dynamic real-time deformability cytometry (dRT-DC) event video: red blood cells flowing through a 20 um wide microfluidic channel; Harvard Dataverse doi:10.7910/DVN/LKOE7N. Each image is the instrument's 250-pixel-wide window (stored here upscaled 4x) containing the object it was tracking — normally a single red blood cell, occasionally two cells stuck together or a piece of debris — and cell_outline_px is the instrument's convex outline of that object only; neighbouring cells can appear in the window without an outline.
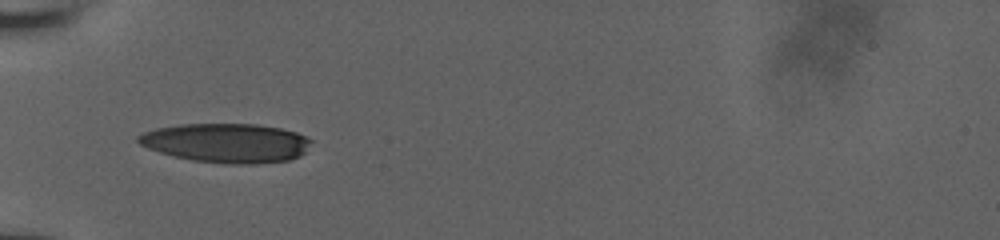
{"species": "human", "species_latin": "Homo sapiens", "temperature_condition": "room temperature", "stored_images_in_passage": 18, "camera_frame_rate_fps": 3000, "um_per_image_px": 0.085, "donor": {"sex": "male"}, "frame": {"image": 1, "passage_image": 1, "time_ms": 0.0, "image_size_px": [1000, 240], "cell_outline_px": [[312, 140], [304, 152], [300, 156], [288, 160], [252, 164], [232, 164], [192, 160], [160, 152], [148, 148], [140, 144], [136, 140], [136, 136], [144, 132], [156, 128], [180, 124], [256, 124], [280, 128], [296, 132], [308, 136]], "centroid_in_image_um": [19.25, 12.14], "position_along_channel_um": 65.7, "area_um2": 39.42}}
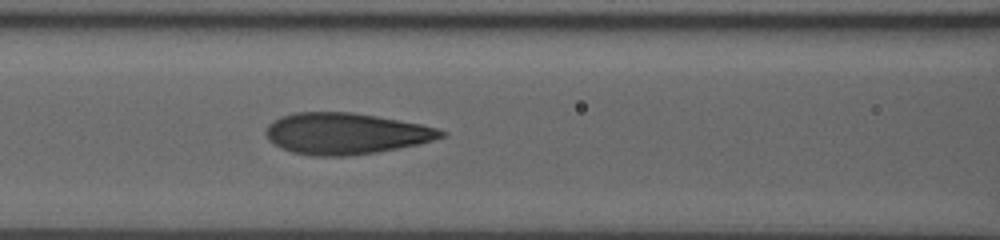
{"frame": {"image": 2, "passage_image": 11, "time_ms": 2.0, "image_size_px": [1000, 240], "cell_outline_px": [[448, 136], [420, 144], [376, 152], [348, 156], [312, 156], [292, 152], [280, 148], [268, 140], [264, 132], [268, 124], [272, 120], [280, 116], [296, 112], [352, 112], [376, 116], [420, 124], [436, 128], [448, 132]], "centroid_in_image_um": [29.37, 11.35], "position_along_channel_um": 137.2, "area_um2": 42.48}}
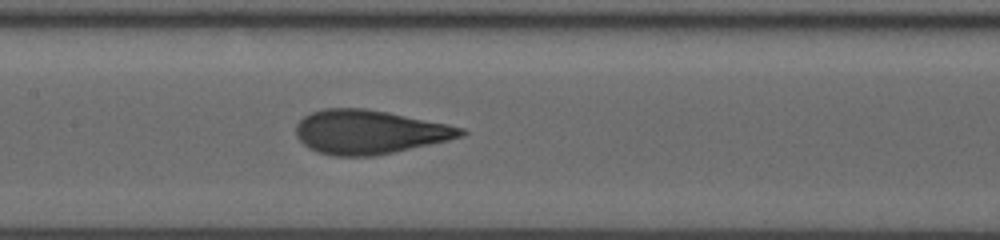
{"frame": {"image": 3, "passage_image": 16, "time_ms": 3.0, "image_size_px": [1000, 240], "cell_outline_px": [[468, 132], [464, 136], [448, 140], [376, 156], [332, 156], [316, 152], [308, 148], [296, 136], [296, 124], [304, 116], [312, 112], [324, 108], [364, 108], [388, 112], [448, 124], [464, 128]], "centroid_in_image_um": [31.38, 11.22], "position_along_channel_um": 176.0, "area_um2": 42.37}}